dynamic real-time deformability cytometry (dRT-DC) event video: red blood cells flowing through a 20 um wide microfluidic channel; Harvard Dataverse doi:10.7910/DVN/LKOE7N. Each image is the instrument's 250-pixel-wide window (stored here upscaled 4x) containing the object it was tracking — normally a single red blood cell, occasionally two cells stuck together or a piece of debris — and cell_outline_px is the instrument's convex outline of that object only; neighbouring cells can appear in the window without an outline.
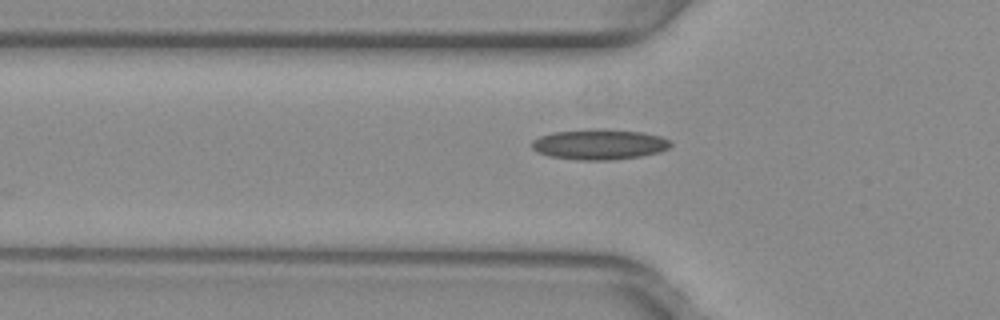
{"species": "common noctule bat (a hibernating species)", "species_latin": "Nyctalus noctula", "temperature_condition": "warm", "stored_images_in_passage": 26, "camera_frame_rate_fps": 3000, "um_per_image_px": 0.085, "animal": {"sex": "female", "body_mass_g": 29.2, "forearm_length_mm": 56.3}, "frame": {"image": 1, "passage_image": 5, "time_ms": 1.333, "image_size_px": [1000, 320], "cell_outline_px": [[672, 144], [668, 148], [660, 152], [640, 156], [612, 160], [576, 160], [548, 156], [536, 152], [532, 148], [532, 140], [540, 136], [552, 132], [596, 128], [604, 128], [640, 132], [660, 136], [668, 140]], "centroid_in_image_um": [50.9, 12.27], "position_along_channel_um": 74.9, "area_um2": 24.8}}
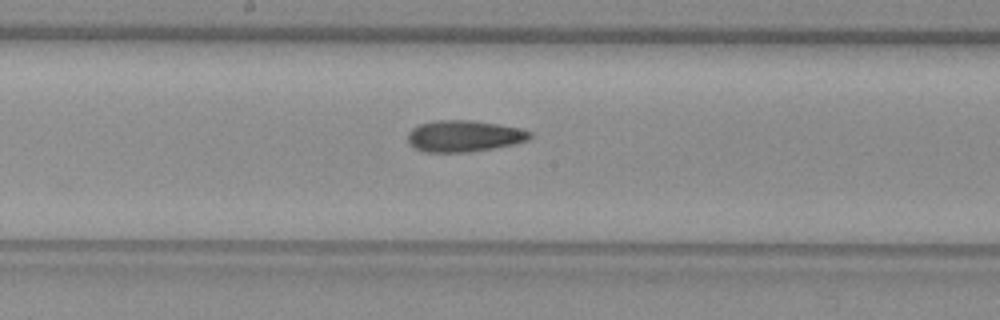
{"frame": {"image": 2, "passage_image": 15, "time_ms": 4.667, "image_size_px": [1000, 320], "cell_outline_px": [[532, 136], [528, 140], [512, 144], [492, 148], [468, 152], [424, 152], [408, 144], [408, 132], [412, 128], [420, 124], [436, 120], [472, 120], [520, 128], [532, 132]], "centroid_in_image_um": [39.42, 11.56], "position_along_channel_um": 208.8, "area_um2": 22.31}}
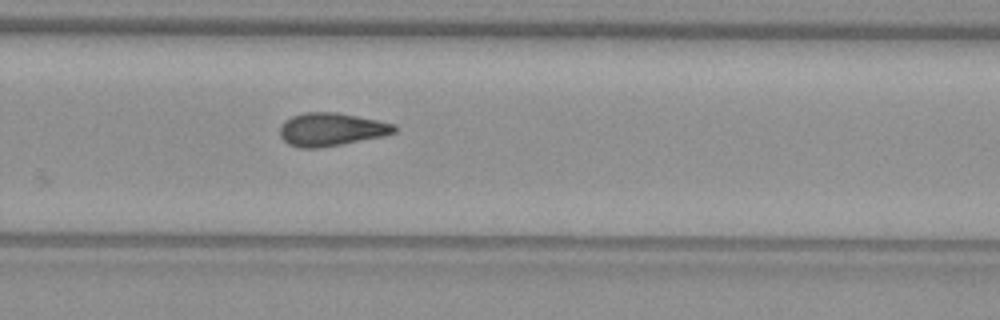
{"frame": {"image": 3, "passage_image": 22, "time_ms": 7.0, "image_size_px": [1000, 320], "cell_outline_px": [[396, 132], [384, 136], [344, 144], [320, 148], [300, 148], [288, 144], [280, 136], [280, 128], [284, 120], [292, 116], [304, 112], [336, 112], [396, 124]], "centroid_in_image_um": [28.15, 11.01], "position_along_channel_um": 301.7, "area_um2": 22.2}}